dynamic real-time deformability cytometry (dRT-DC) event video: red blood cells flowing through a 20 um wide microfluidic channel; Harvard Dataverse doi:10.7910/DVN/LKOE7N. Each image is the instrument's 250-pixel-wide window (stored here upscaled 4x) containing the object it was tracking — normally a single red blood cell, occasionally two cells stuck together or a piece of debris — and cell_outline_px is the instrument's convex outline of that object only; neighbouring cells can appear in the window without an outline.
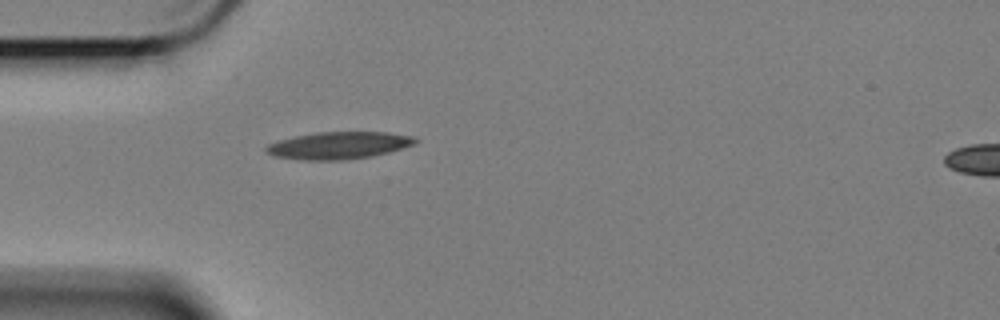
{"species": "Egyptian fruit bat (a non-hibernating species)", "species_latin": "Rousettus aegyptiacus", "temperature_condition": "cold", "stored_images_in_passage": 43, "camera_frame_rate_fps": 3000, "um_per_image_px": 0.085, "animal": {"sex": "female"}, "frame": {"image": 1, "passage_image": 1, "time_ms": 0.0, "image_size_px": [1000, 320], "cell_outline_px": [[420, 140], [416, 144], [388, 152], [372, 156], [344, 160], [304, 160], [276, 156], [268, 152], [264, 148], [268, 144], [280, 140], [296, 136], [316, 132], [384, 132], [416, 136]], "centroid_in_image_um": [28.86, 12.35], "position_along_channel_um": 56.1, "area_um2": 23.58}}
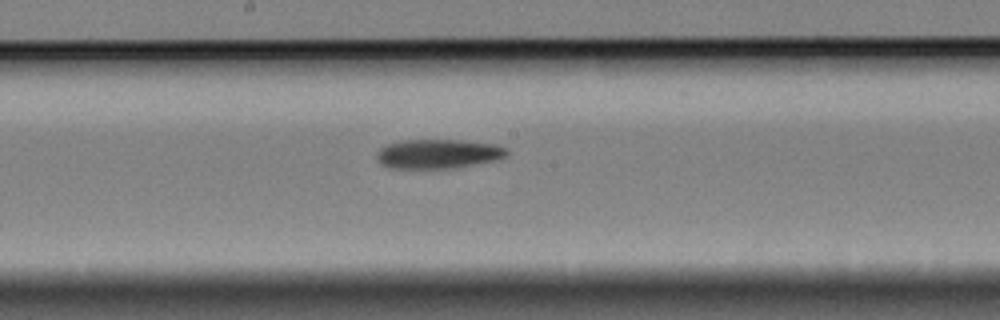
{"frame": {"image": 2, "passage_image": 15, "time_ms": 4.667, "image_size_px": [1000, 320], "cell_outline_px": [[508, 156], [492, 160], [448, 168], [392, 168], [380, 164], [376, 156], [376, 152], [380, 148], [388, 144], [404, 140], [464, 140], [496, 144], [508, 148]], "centroid_in_image_um": [37.23, 13.06], "position_along_channel_um": 211.0, "area_um2": 22.02}}
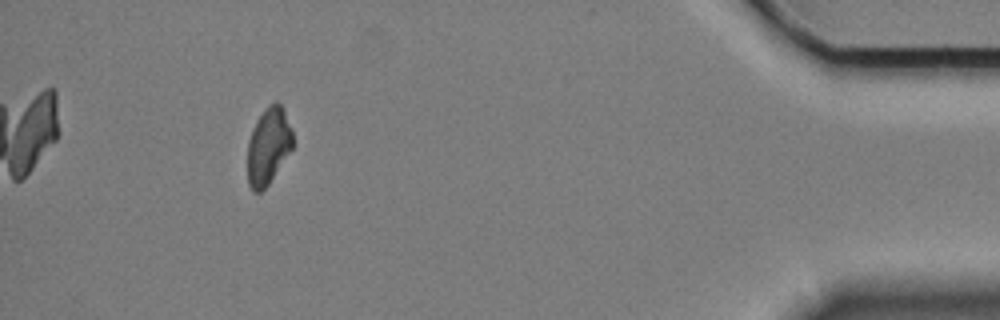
{"frame": {"image": 3, "passage_image": 38, "time_ms": 12.333, "image_size_px": [1000, 320], "cell_outline_px": [[292, 148], [268, 184], [260, 192], [252, 192], [248, 184], [248, 140], [256, 120], [264, 108], [268, 104], [276, 100], [284, 108], [292, 128]], "centroid_in_image_um": [22.8, 12.37], "position_along_channel_um": 412.4, "area_um2": 20.29}, "authors_computed_cell_mechanics": {"area_um2": 22.0218, "velocity_mm_per_s": 3.4007, "shape_relaxation_time_tau1_ms": 7.769, "shape_relaxation_time_tau2_ms": null, "deformation_change_tau1": 0.1851, "deformation_change_tau2": null}}